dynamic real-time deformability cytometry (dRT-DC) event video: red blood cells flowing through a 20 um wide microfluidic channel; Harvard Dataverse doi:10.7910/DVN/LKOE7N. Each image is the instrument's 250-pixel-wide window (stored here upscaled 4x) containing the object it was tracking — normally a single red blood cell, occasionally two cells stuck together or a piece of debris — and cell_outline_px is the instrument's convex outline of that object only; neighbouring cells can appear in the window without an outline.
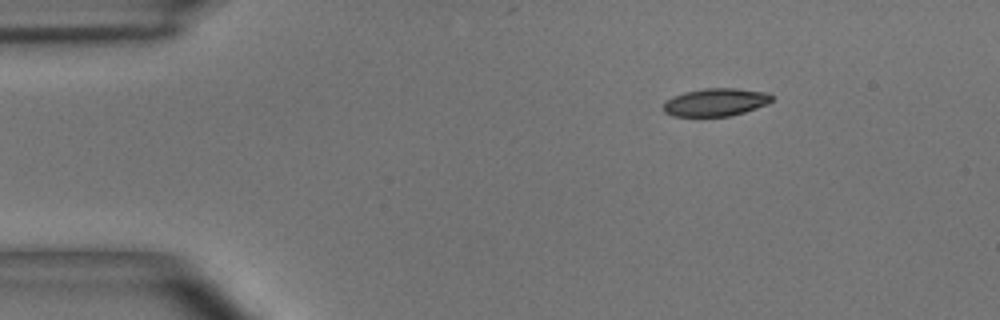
{"species": "common noctule bat (a hibernating species)", "species_latin": "Nyctalus noctula", "temperature_condition": "room temperature", "stored_images_in_passage": 48, "camera_frame_rate_fps": 3000, "um_per_image_px": 0.085, "animal": {"sex": "male", "body_mass_g": 15.6}, "frame": {"image": 1, "passage_image": 1, "time_ms": 0.0, "image_size_px": [1000, 320], "cell_outline_px": [[772, 100], [768, 104], [732, 116], [672, 116], [664, 112], [664, 104], [672, 96], [684, 92], [704, 88], [736, 88], [768, 92], [772, 96]], "centroid_in_image_um": [60.85, 8.68], "position_along_channel_um": 24.2, "area_um2": 17.63}}
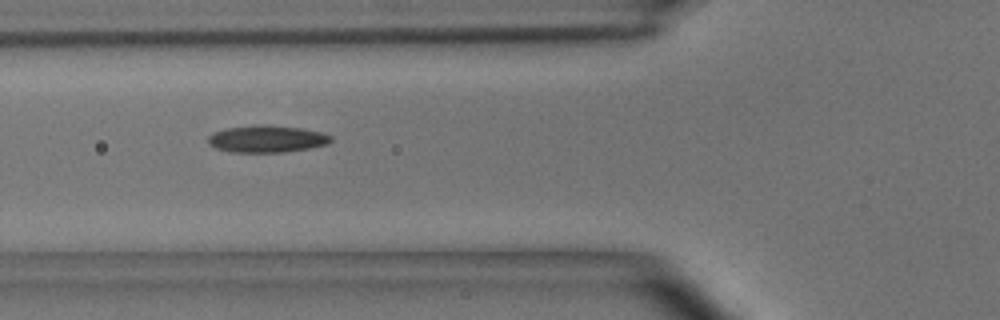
{"frame": {"image": 2, "passage_image": 13, "time_ms": 4.0, "image_size_px": [1000, 320], "cell_outline_px": [[332, 140], [328, 144], [308, 148], [284, 152], [232, 152], [216, 148], [208, 144], [208, 136], [212, 132], [224, 128], [256, 124], [264, 124], [300, 128], [320, 132], [332, 136]], "centroid_in_image_um": [22.64, 11.79], "position_along_channel_um": 103.2, "area_um2": 19.48}}
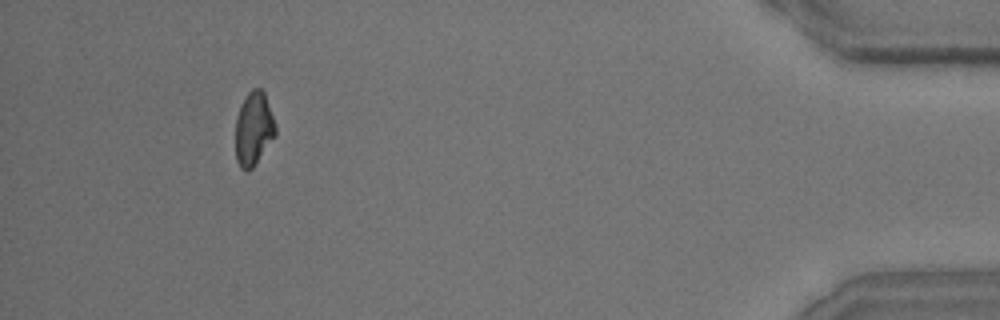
{"frame": {"image": 3, "passage_image": 44, "time_ms": 14.333, "image_size_px": [1000, 320], "cell_outline_px": [[276, 136], [252, 168], [248, 172], [244, 172], [240, 168], [236, 160], [236, 116], [248, 92], [252, 88], [260, 88], [264, 92], [276, 124]], "centroid_in_image_um": [21.57, 10.97], "position_along_channel_um": 413.6, "area_um2": 17.22}, "authors_computed_cell_mechanics": {"area_um2": 18.1492, "velocity_mm_per_s": 3.6208, "shape_relaxation_time_tau1_ms": 5.2832, "shape_relaxation_time_tau2_ms": 4.8931, "deformation_change_tau1": 0.1489, "deformation_change_tau2": 0.1142}}